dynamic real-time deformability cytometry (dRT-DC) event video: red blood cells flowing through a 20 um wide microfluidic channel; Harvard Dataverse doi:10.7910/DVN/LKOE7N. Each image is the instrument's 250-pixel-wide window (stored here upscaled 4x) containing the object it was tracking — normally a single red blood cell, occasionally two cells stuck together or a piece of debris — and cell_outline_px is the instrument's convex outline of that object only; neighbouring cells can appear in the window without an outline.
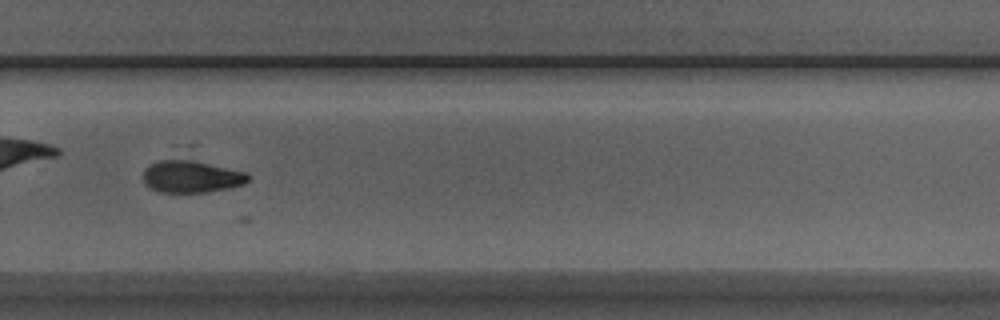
{"species": "Egyptian fruit bat (a non-hibernating species)", "species_latin": "Rousettus aegyptiacus", "temperature_condition": "room temperature", "stored_images_in_passage": 39, "camera_frame_rate_fps": 3000, "um_per_image_px": 0.085, "animal": {"sex": "male"}, "frame": {"image": 1, "passage_image": 22, "time_ms": 7.0, "image_size_px": [1000, 320], "cell_outline_px": [[248, 180], [244, 184], [228, 188], [208, 192], [160, 192], [148, 188], [144, 184], [144, 168], [160, 160], [180, 156], [184, 156], [248, 172]], "centroid_in_image_um": [16.26, 14.96], "position_along_channel_um": 313.5, "area_um2": 20.52}}
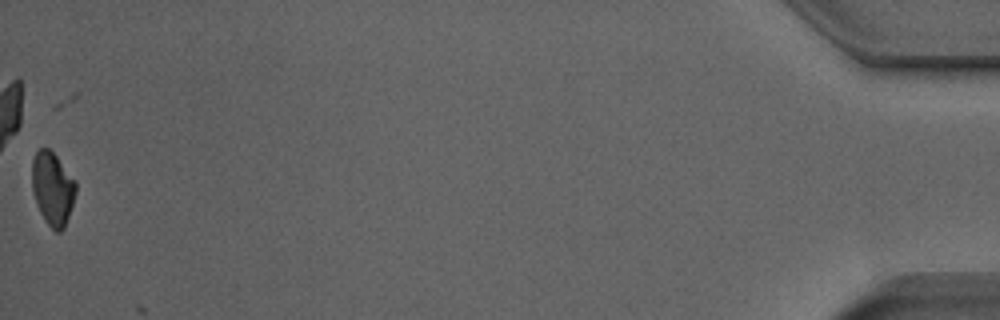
{"frame": {"image": 2, "passage_image": 39, "time_ms": 12.667, "image_size_px": [1000, 320], "cell_outline_px": [[76, 192], [64, 228], [60, 232], [56, 232], [44, 220], [36, 204], [32, 188], [32, 160], [36, 152], [40, 148], [48, 148], [56, 156], [76, 180]], "centroid_in_image_um": [4.46, 16.02], "position_along_channel_um": 430.7, "area_um2": 18.61}, "authors_computed_cell_mechanics": {"area_um2": 19.0162, "velocity_mm_per_s": 3.908, "shape_relaxation_time_tau1_ms": null, "shape_relaxation_time_tau2_ms": 3.1954, "deformation_change_tau1": null, "deformation_change_tau2": 0.0776}}